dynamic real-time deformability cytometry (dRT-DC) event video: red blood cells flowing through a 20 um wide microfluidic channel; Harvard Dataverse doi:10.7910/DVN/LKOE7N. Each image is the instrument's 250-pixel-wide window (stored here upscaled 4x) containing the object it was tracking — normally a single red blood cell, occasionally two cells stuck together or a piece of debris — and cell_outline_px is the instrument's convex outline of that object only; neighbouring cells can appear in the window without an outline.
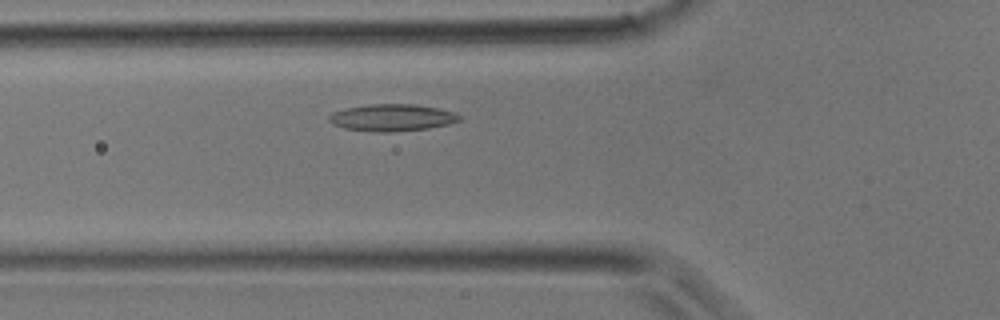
{"species": "common noctule bat (a hibernating species)", "species_latin": "Nyctalus noctula", "temperature_condition": "room temperature", "stored_images_in_passage": 32, "camera_frame_rate_fps": 3000, "um_per_image_px": 0.085, "animal": {"sex": "male", "body_mass_g": 17.9}, "frame": {"image": 1, "passage_image": 6, "time_ms": 1.667, "image_size_px": [1000, 320], "cell_outline_px": [[460, 120], [448, 124], [428, 128], [388, 132], [372, 132], [344, 128], [332, 124], [328, 120], [328, 116], [332, 112], [344, 108], [368, 104], [416, 104], [456, 112], [460, 116]], "centroid_in_image_um": [33.28, 9.99], "position_along_channel_um": 92.5, "area_um2": 20.58}}
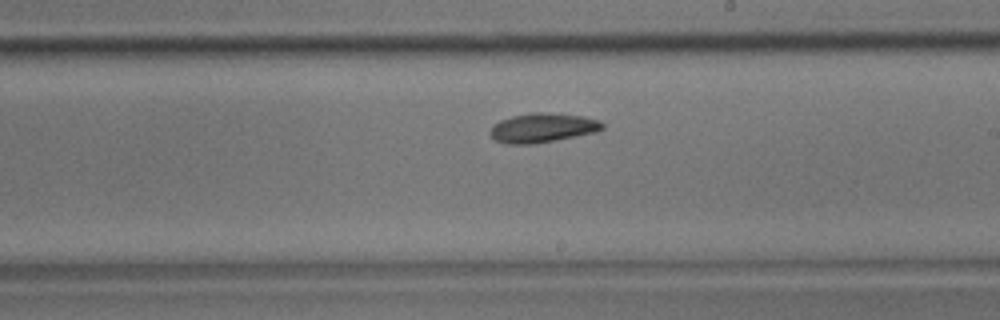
{"frame": {"image": 2, "passage_image": 15, "time_ms": 4.667, "image_size_px": [1000, 320], "cell_outline_px": [[604, 128], [596, 132], [556, 140], [532, 144], [508, 144], [496, 140], [488, 132], [492, 124], [500, 120], [512, 116], [532, 112], [544, 112], [584, 116], [600, 120], [604, 124]], "centroid_in_image_um": [46.11, 10.85], "position_along_channel_um": 242.9, "area_um2": 19.31}}
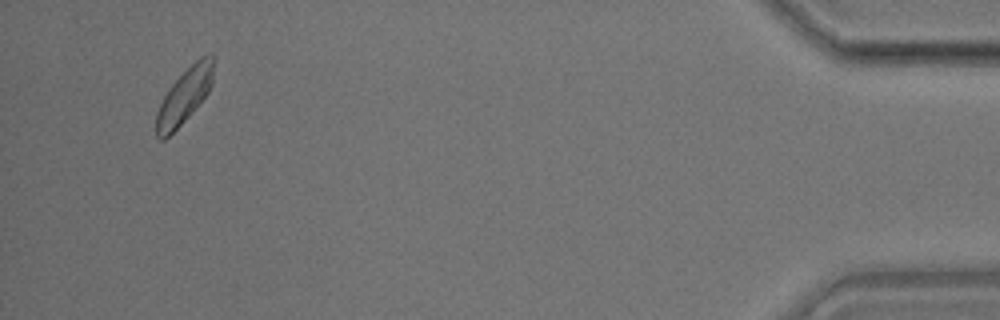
{"frame": {"image": 3, "passage_image": 30, "time_ms": 9.667, "image_size_px": [1000, 320], "cell_outline_px": [[212, 84], [208, 92], [188, 116], [164, 140], [160, 140], [156, 136], [156, 112], [168, 88], [200, 56], [212, 52]], "centroid_in_image_um": [15.65, 8.16], "position_along_channel_um": 419.6, "area_um2": 17.8}}